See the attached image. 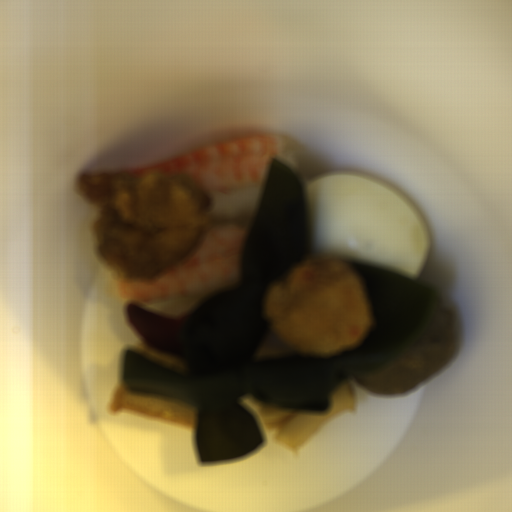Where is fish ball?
<instances>
[{"label":"fish ball","mask_w":512,"mask_h":512,"mask_svg":"<svg viewBox=\"0 0 512 512\" xmlns=\"http://www.w3.org/2000/svg\"><path fill=\"white\" fill-rule=\"evenodd\" d=\"M128 409L178 426H194L197 410L182 402L145 392H131L122 382L109 397L108 410Z\"/></svg>","instance_id":"obj_1"},{"label":"fish ball","mask_w":512,"mask_h":512,"mask_svg":"<svg viewBox=\"0 0 512 512\" xmlns=\"http://www.w3.org/2000/svg\"><path fill=\"white\" fill-rule=\"evenodd\" d=\"M134 351L144 358H147L149 360H152L156 363H159L172 369H179L186 372L189 366V362L172 356L170 354H167L165 352H162L160 350H157L155 348H152L150 346H147L145 344L138 345Z\"/></svg>","instance_id":"obj_2"}]
</instances>
